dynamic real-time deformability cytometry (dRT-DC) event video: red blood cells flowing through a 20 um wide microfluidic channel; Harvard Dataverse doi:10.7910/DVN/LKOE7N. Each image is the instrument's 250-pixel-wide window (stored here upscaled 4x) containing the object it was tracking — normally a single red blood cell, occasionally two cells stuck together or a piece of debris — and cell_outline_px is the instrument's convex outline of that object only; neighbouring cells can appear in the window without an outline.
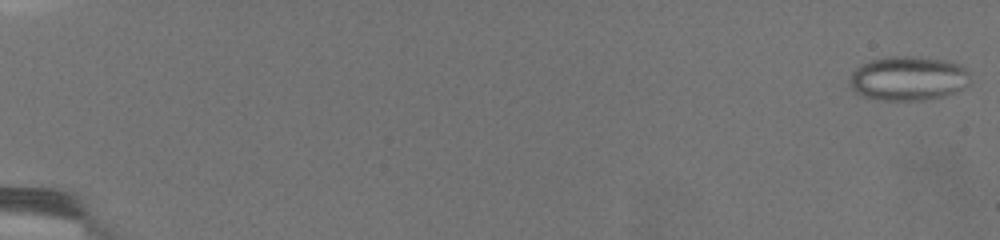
{"species": "common noctule bat (a hibernating species)", "species_latin": "Nyctalus noctula", "temperature_condition": "warm", "stored_images_in_passage": 72, "camera_frame_rate_fps": 3000, "um_per_image_px": 0.085, "animal": {"sex": "female", "body_mass_g": 19.5, "forearm_length_mm": 54.1}, "frame": {"image": 1, "passage_image": 1, "time_ms": 0.0, "image_size_px": [1000, 240], "cell_outline_px": [[968, 84], [956, 92], [944, 96], [924, 100], [884, 100], [864, 96], [856, 92], [852, 88], [848, 80], [848, 76], [856, 68], [872, 60], [888, 56], [912, 56], [944, 60], [960, 64], [968, 72]], "centroid_in_image_um": [77.18, 6.66], "position_along_channel_um": 7.8, "area_um2": 30.98}}
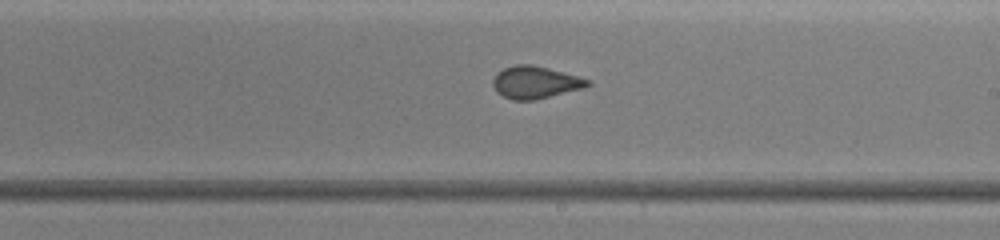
{"frame": {"image": 2, "passage_image": 45, "time_ms": 14.667, "image_size_px": [1000, 240], "cell_outline_px": [[592, 84], [584, 88], [536, 100], [512, 100], [496, 92], [492, 84], [492, 80], [496, 72], [504, 68], [516, 64], [532, 64], [548, 68], [592, 80]], "centroid_in_image_um": [45.5, 7.0], "position_along_channel_um": 243.5, "area_um2": 18.03}}
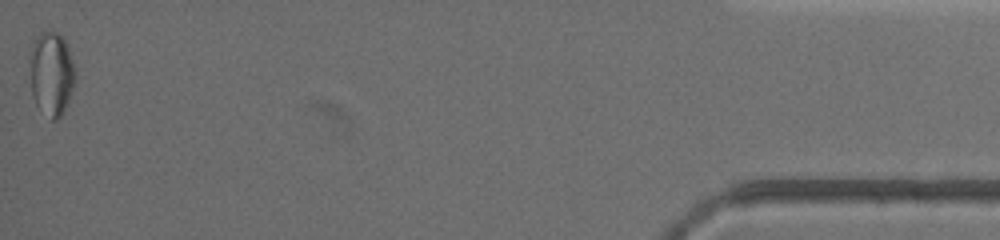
{"frame": {"image": 3, "passage_image": 72, "time_ms": 23.667, "image_size_px": [1000, 240], "cell_outline_px": [[76, 72], [72, 88], [64, 112], [56, 120], [52, 120], [36, 104], [32, 96], [32, 48], [36, 36], [44, 32], [56, 32], [68, 44]], "centroid_in_image_um": [4.41, 6.27], "position_along_channel_um": 430.8, "area_um2": 21.5}, "authors_computed_cell_mechanics": {"area_um2": 18.9006, "velocity_mm_per_s": 3.0114, "shape_relaxation_time_tau1_ms": null, "shape_relaxation_time_tau2_ms": 1.1396, "deformation_change_tau1": null, "deformation_change_tau2": 0.0754}}